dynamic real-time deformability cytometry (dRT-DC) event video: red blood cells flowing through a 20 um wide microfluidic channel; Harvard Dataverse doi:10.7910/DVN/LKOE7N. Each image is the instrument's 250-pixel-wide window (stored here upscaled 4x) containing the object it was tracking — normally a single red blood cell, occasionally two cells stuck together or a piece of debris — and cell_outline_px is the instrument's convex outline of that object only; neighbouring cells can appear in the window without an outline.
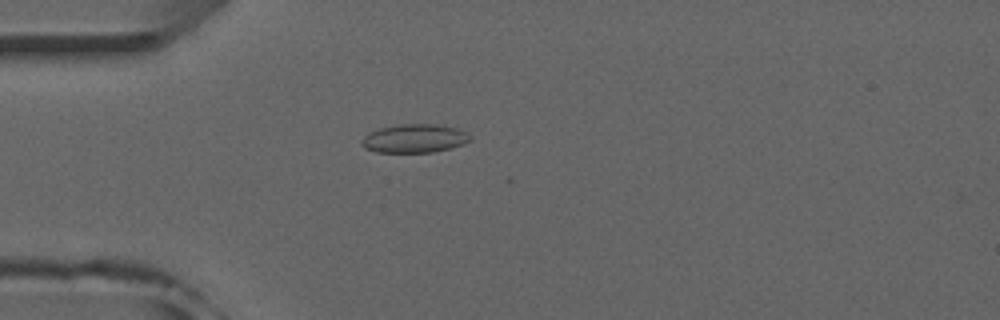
{"species": "common noctule bat (a hibernating species)", "species_latin": "Nyctalus noctula", "temperature_condition": "room temperature", "stored_images_in_passage": 44, "camera_frame_rate_fps": 3000, "um_per_image_px": 0.085, "animal": {"sex": "male", "forearm_length_mm": 52.5}, "frame": {"image": 1, "passage_image": 8, "time_ms": 2.333, "image_size_px": [1000, 320], "cell_outline_px": [[472, 140], [464, 144], [452, 148], [432, 152], [376, 152], [364, 148], [360, 144], [360, 140], [364, 136], [380, 128], [404, 124], [436, 124], [456, 128], [468, 132], [472, 136]], "centroid_in_image_um": [35.27, 11.77], "position_along_channel_um": 49.7, "area_um2": 18.15}}
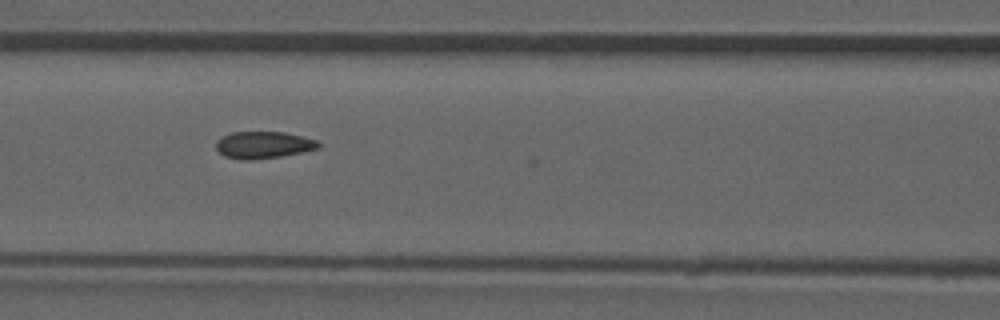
{"frame": {"image": 2, "passage_image": 16, "time_ms": 5.0, "image_size_px": [1000, 320], "cell_outline_px": [[320, 148], [280, 156], [248, 160], [244, 160], [224, 156], [216, 148], [216, 140], [232, 132], [284, 132], [316, 140], [320, 144]], "centroid_in_image_um": [22.37, 12.31], "position_along_channel_um": 144.2, "area_um2": 15.84}}
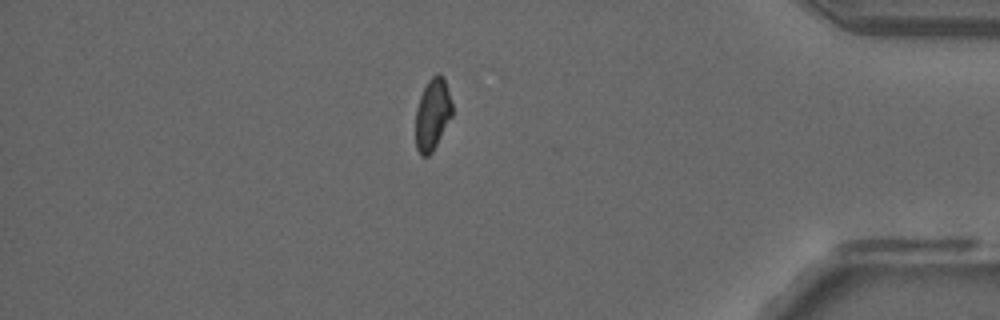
{"frame": {"image": 3, "passage_image": 38, "time_ms": 12.333, "image_size_px": [1000, 320], "cell_outline_px": [[452, 116], [432, 152], [428, 156], [420, 156], [416, 148], [416, 108], [420, 96], [428, 80], [436, 72], [440, 72], [444, 76], [452, 104]], "centroid_in_image_um": [36.76, 9.69], "position_along_channel_um": 398.4, "area_um2": 15.37}, "authors_computed_cell_mechanics": {"area_um2": 16.0395, "velocity_mm_per_s": 3.9763, "shape_relaxation_time_tau1_ms": null, "shape_relaxation_time_tau2_ms": 1.8682, "deformation_change_tau1": null, "deformation_change_tau2": 0.0698}}